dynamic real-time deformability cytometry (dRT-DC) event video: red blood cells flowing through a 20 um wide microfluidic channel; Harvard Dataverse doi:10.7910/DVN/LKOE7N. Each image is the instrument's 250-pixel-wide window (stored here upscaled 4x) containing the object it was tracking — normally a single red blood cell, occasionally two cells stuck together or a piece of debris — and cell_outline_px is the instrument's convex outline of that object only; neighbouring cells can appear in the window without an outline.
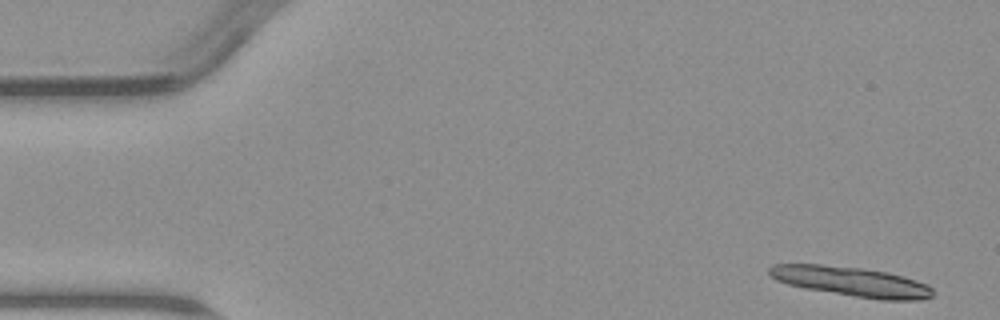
{"species": "common noctule bat (a hibernating species)", "species_latin": "Nyctalus noctula", "temperature_condition": "warm", "stored_images_in_passage": 5, "segment_of_instrument_passage": [1, 2], "camera_frame_rate_fps": 3000, "um_per_image_px": 0.085, "animal": {"sex": "male", "body_mass_g": 23.1, "forearm_length_mm": 52.7}, "frame": {"image": 1, "passage_image": 1, "time_ms": 0.0, "image_size_px": [1000, 320], "cell_outline_px": [[932, 296], [920, 300], [880, 300], [804, 288], [788, 284], [776, 280], [768, 272], [768, 268], [772, 264], [820, 264], [860, 268], [888, 272], [916, 280], [928, 284], [932, 288]], "centroid_in_image_um": [72.37, 23.93], "position_along_channel_um": 12.6, "area_um2": 28.15}}
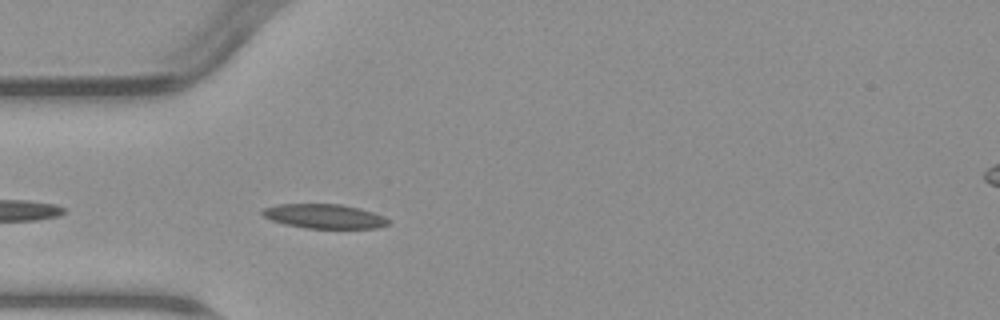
{"frame": {"image": 2, "passage_image": 4, "time_ms": 4.667, "image_size_px": [1000, 320], "cell_outline_px": [[388, 224], [376, 228], [304, 228], [284, 224], [272, 220], [264, 216], [260, 212], [264, 208], [280, 204], [340, 204], [360, 208], [384, 216], [388, 220]], "centroid_in_image_um": [27.55, 18.38], "position_along_channel_um": 57.5, "area_um2": 17.74}}